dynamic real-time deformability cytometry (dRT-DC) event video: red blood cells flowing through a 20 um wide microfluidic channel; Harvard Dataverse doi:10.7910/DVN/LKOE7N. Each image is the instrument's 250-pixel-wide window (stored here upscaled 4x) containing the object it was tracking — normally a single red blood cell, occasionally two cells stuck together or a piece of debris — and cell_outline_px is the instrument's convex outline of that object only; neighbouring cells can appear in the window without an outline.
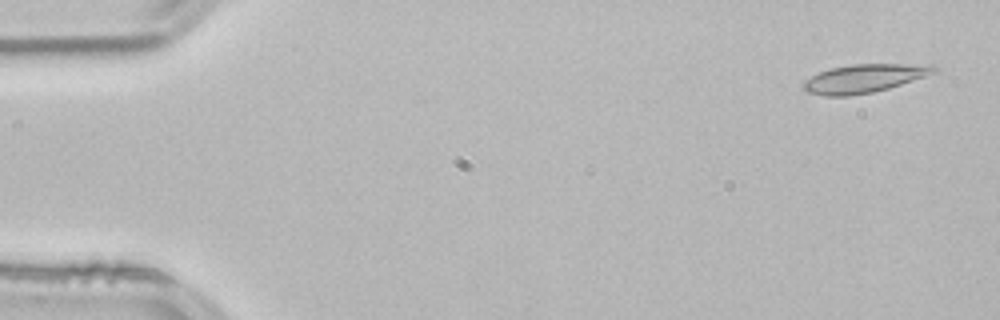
{"species": "common noctule bat (a hibernating species)", "species_latin": "Nyctalus noctula", "temperature_condition": "room temperature", "stored_images_in_passage": 52, "camera_frame_rate_fps": 3000, "um_per_image_px": 0.085, "animal": {"sex": "male", "body_mass_g": 21.5, "forearm_length_mm": 52.0}, "frame": {"image": 1, "passage_image": 2, "time_ms": 0.333, "image_size_px": [1000, 320], "cell_outline_px": [[940, 68], [936, 72], [888, 88], [872, 92], [848, 96], [824, 96], [808, 92], [804, 88], [804, 80], [820, 72], [832, 68], [852, 64], [932, 64]], "centroid_in_image_um": [73.48, 6.66], "position_along_channel_um": 11.5, "area_um2": 21.39}}
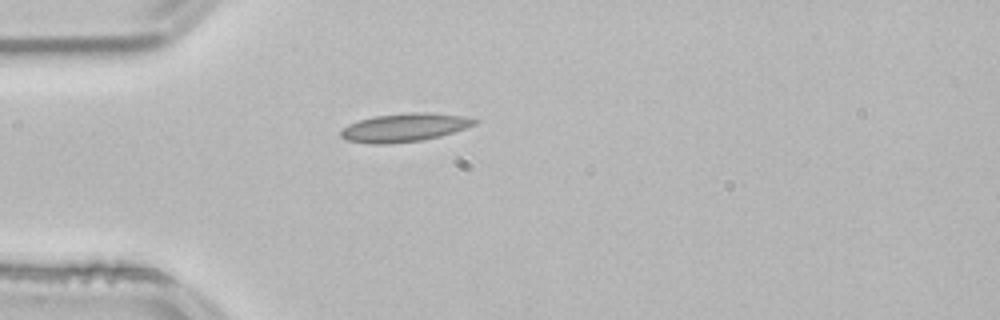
{"frame": {"image": 2, "passage_image": 14, "time_ms": 4.333, "image_size_px": [1000, 320], "cell_outline_px": [[476, 124], [440, 136], [424, 140], [384, 144], [372, 144], [348, 140], [340, 136], [340, 132], [348, 124], [372, 116], [408, 112], [428, 112], [464, 116], [476, 120]], "centroid_in_image_um": [34.35, 10.83], "position_along_channel_um": 50.6, "area_um2": 21.96}}
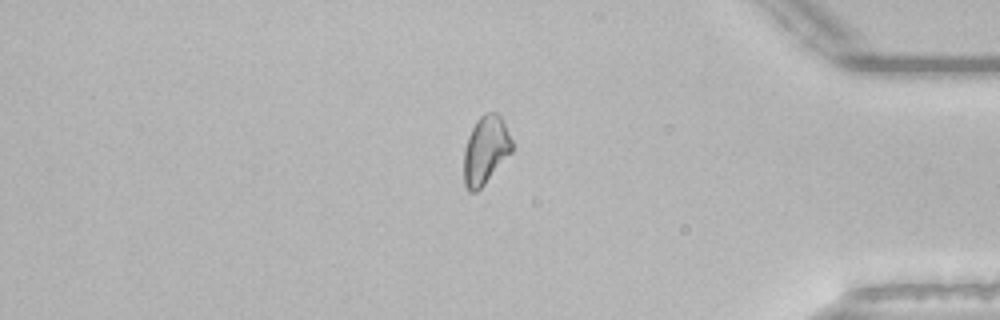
{"frame": {"image": 3, "passage_image": 44, "time_ms": 14.333, "image_size_px": [1000, 320], "cell_outline_px": [[512, 152], [484, 184], [476, 192], [468, 192], [464, 184], [464, 148], [468, 136], [476, 120], [484, 112], [496, 112], [504, 120], [512, 140]], "centroid_in_image_um": [41.27, 12.74], "position_along_channel_um": 393.9, "area_um2": 19.25}, "authors_computed_cell_mechanics": {"area_um2": 19.8543, "velocity_mm_per_s": 3.8217, "shape_relaxation_time_tau1_ms": null, "shape_relaxation_time_tau2_ms": 4.3419, "deformation_change_tau1": null, "deformation_change_tau2": 0.1298}}